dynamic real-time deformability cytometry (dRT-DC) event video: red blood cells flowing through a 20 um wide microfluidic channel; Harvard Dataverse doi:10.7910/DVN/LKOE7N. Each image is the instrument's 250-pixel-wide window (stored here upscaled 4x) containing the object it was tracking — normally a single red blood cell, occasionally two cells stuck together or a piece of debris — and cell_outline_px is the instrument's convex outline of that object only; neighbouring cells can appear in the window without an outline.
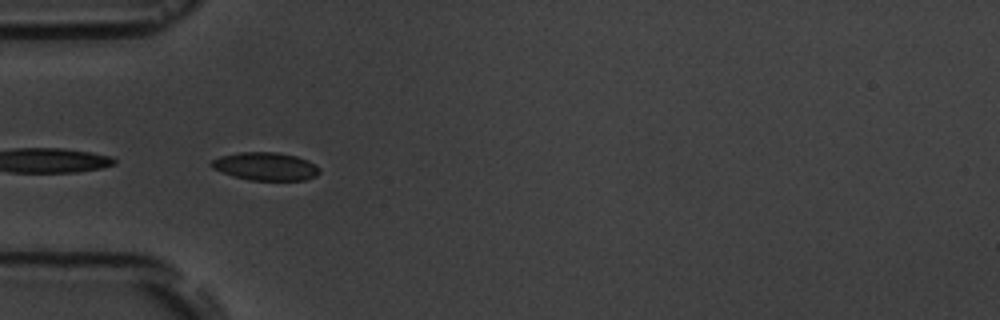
{"species": "common noctule bat (a hibernating species)", "species_latin": "Nyctalus noctula", "temperature_condition": "room temperature", "stored_images_in_passage": 16, "camera_frame_rate_fps": 3000, "um_per_image_px": 0.085, "animal": {"sex": "male", "body_mass_g": 19.5, "forearm_length_mm": 54.6}, "frame": {"image": 1, "passage_image": 5, "time_ms": 5.333, "image_size_px": [1000, 320], "cell_outline_px": [[320, 172], [316, 176], [304, 180], [248, 180], [212, 168], [208, 164], [212, 160], [220, 156], [240, 152], [280, 152], [296, 156], [308, 160], [320, 168]], "centroid_in_image_um": [22.59, 14.13], "position_along_channel_um": 62.4, "area_um2": 17.63}}
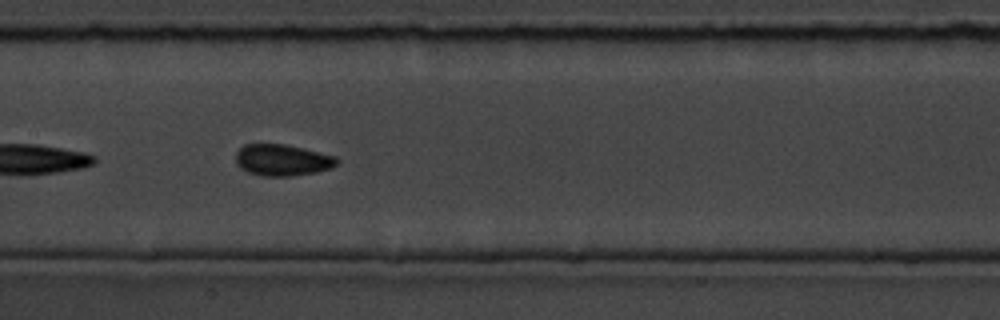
{"frame": {"image": 2, "passage_image": 8, "time_ms": 8.667, "image_size_px": [1000, 320], "cell_outline_px": [[340, 160], [332, 168], [316, 172], [292, 176], [264, 176], [248, 172], [240, 168], [236, 164], [236, 152], [244, 144], [284, 144], [304, 148], [336, 156]], "centroid_in_image_um": [24.01, 13.6], "position_along_channel_um": 183.4, "area_um2": 18.67}}
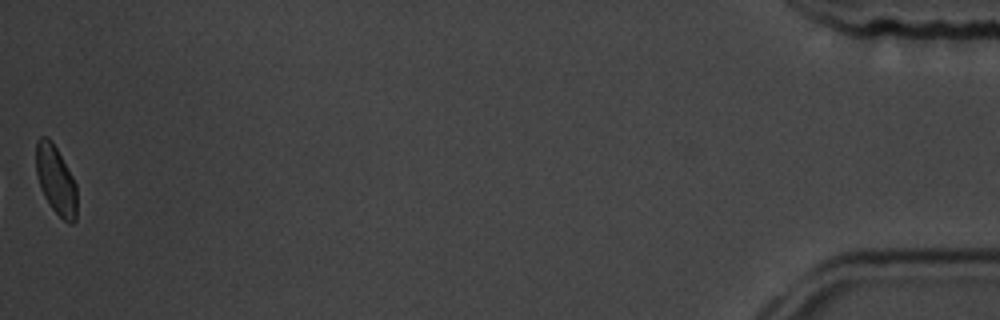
{"frame": {"image": 3, "passage_image": 16, "time_ms": 18.0, "image_size_px": [1000, 320], "cell_outline_px": [[76, 220], [72, 224], [68, 224], [52, 208], [44, 196], [40, 188], [36, 172], [36, 140], [40, 136], [48, 136], [52, 140], [72, 176], [76, 184]], "centroid_in_image_um": [4.73, 15.28], "position_along_channel_um": 430.5, "area_um2": 16.42}, "authors_computed_cell_mechanics": {"area_um2": 18.2937, "velocity_mm_per_s": 3.6923, "shape_relaxation_time_tau1_ms": 1.1531, "shape_relaxation_time_tau2_ms": 1.6302, "deformation_change_tau1": 0.0529, "deformation_change_tau2": 0.0333}}